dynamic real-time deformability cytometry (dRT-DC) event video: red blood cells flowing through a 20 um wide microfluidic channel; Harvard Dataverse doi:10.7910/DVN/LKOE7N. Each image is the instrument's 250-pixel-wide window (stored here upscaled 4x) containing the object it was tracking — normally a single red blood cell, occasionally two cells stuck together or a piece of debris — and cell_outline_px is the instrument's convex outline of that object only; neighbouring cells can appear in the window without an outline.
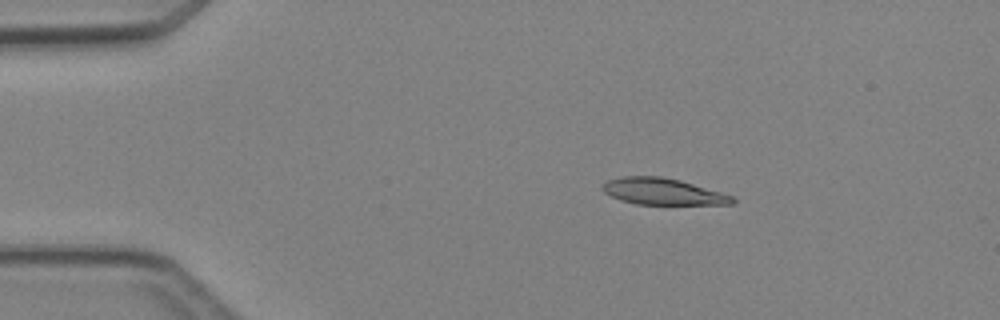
{"species": "Egyptian fruit bat (a non-hibernating species)", "species_latin": "Rousettus aegyptiacus", "temperature_condition": "cold", "stored_images_in_passage": 4, "camera_frame_rate_fps": 3000, "um_per_image_px": 0.085, "animal": {"sex": "female"}, "frame": {"image": 1, "passage_image": 3, "time_ms": 2.333, "image_size_px": [1000, 320], "cell_outline_px": [[736, 200], [732, 204], [636, 204], [620, 200], [604, 192], [600, 188], [608, 180], [620, 176], [660, 176], [680, 180], [720, 192], [732, 196]], "centroid_in_image_um": [56.3, 16.27], "position_along_channel_um": 28.7, "area_um2": 19.88}}